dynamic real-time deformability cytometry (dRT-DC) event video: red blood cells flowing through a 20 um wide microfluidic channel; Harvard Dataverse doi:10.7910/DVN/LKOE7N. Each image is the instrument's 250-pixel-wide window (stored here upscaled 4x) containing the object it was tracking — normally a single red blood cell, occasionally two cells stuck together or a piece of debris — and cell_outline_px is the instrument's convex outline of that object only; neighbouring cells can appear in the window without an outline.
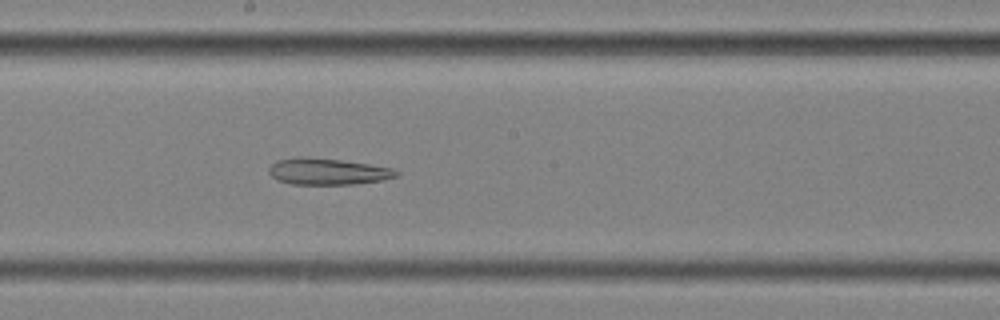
{"species": "common noctule bat (a hibernating species)", "species_latin": "Nyctalus noctula", "temperature_condition": "cold", "stored_images_in_passage": 58, "segment_of_instrument_passage": [2, 2], "camera_frame_rate_fps": 3000, "um_per_image_px": 0.085, "animal": {"sex": "female", "body_mass_g": 25.1}, "frame": {"image": 1, "passage_image": 32, "time_ms": 10.333, "image_size_px": [1000, 320], "cell_outline_px": [[400, 172], [396, 176], [380, 180], [352, 184], [292, 184], [276, 180], [268, 172], [268, 168], [276, 160], [300, 156], [340, 160], [368, 164], [392, 168]], "centroid_in_image_um": [27.79, 14.57], "position_along_channel_um": 220.4, "area_um2": 19.48}}
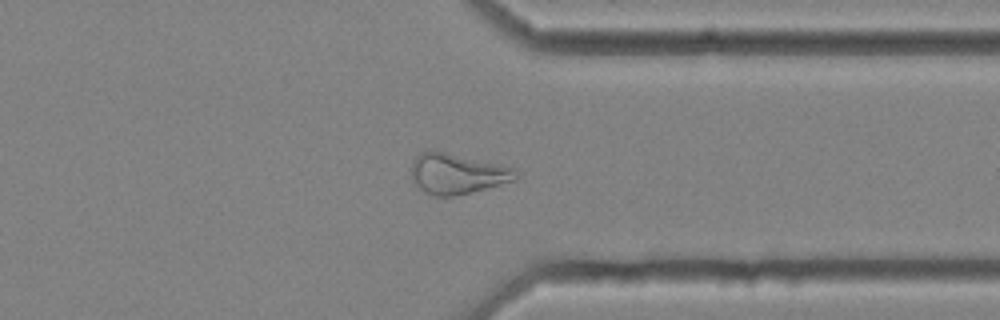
{"frame": {"image": 2, "passage_image": 45, "time_ms": 14.667, "image_size_px": [1000, 320], "cell_outline_px": [[520, 176], [516, 180], [452, 196], [432, 196], [424, 192], [412, 180], [412, 160], [420, 152], [444, 152], [516, 168], [520, 172]], "centroid_in_image_um": [38.88, 14.77], "position_along_channel_um": 372.5, "area_um2": 24.22}}
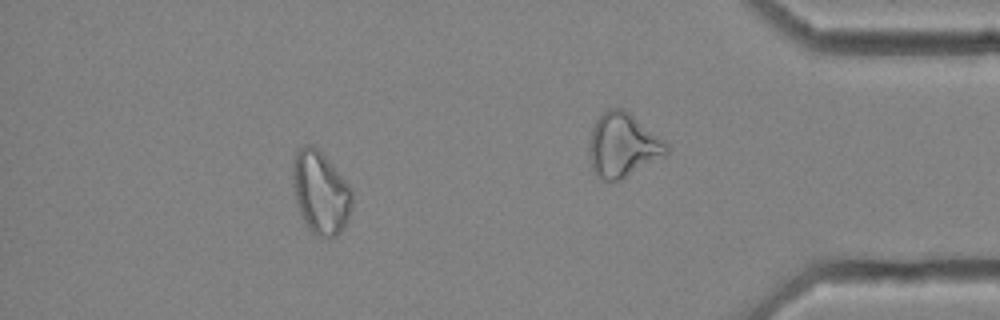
{"frame": {"image": 3, "passage_image": 52, "time_ms": 17.0, "image_size_px": [1000, 320], "cell_outline_px": [[352, 208], [348, 220], [340, 232], [336, 236], [316, 236], [308, 228], [300, 212], [296, 200], [292, 184], [292, 164], [296, 152], [304, 144], [312, 144], [328, 160], [352, 188]], "centroid_in_image_um": [27.24, 16.36], "position_along_channel_um": 408.0, "area_um2": 28.55}}